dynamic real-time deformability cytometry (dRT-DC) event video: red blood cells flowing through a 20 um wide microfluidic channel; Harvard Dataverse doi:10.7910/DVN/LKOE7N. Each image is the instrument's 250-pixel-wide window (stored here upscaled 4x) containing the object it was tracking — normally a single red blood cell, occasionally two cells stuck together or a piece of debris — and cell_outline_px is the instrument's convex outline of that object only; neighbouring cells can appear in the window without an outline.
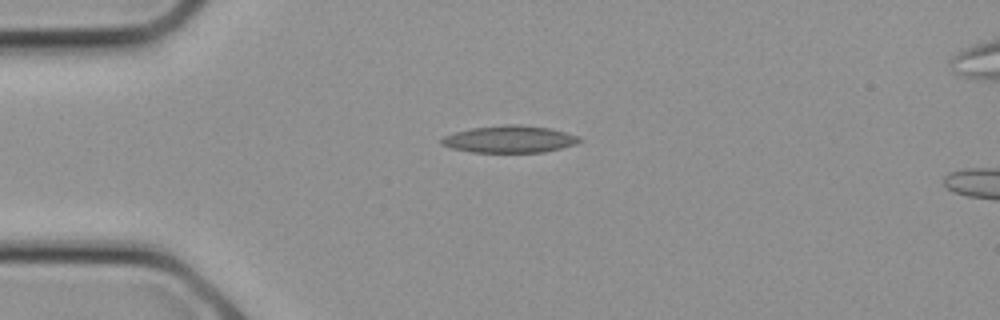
{"species": "common noctule bat (a hibernating species)", "species_latin": "Nyctalus noctula", "temperature_condition": "cold", "stored_images_in_passage": 7, "camera_frame_rate_fps": 3000, "um_per_image_px": 0.085, "animal": {"sex": "female", "body_mass_g": 21.9}, "frame": {"image": 1, "passage_image": 5, "time_ms": 1.333, "image_size_px": [1000, 320], "cell_outline_px": [[584, 140], [576, 144], [544, 152], [472, 152], [452, 148], [440, 144], [440, 140], [444, 136], [456, 132], [472, 128], [504, 124], [520, 124], [552, 128], [580, 136]], "centroid_in_image_um": [43.36, 11.82], "position_along_channel_um": 41.6, "area_um2": 21.91}}